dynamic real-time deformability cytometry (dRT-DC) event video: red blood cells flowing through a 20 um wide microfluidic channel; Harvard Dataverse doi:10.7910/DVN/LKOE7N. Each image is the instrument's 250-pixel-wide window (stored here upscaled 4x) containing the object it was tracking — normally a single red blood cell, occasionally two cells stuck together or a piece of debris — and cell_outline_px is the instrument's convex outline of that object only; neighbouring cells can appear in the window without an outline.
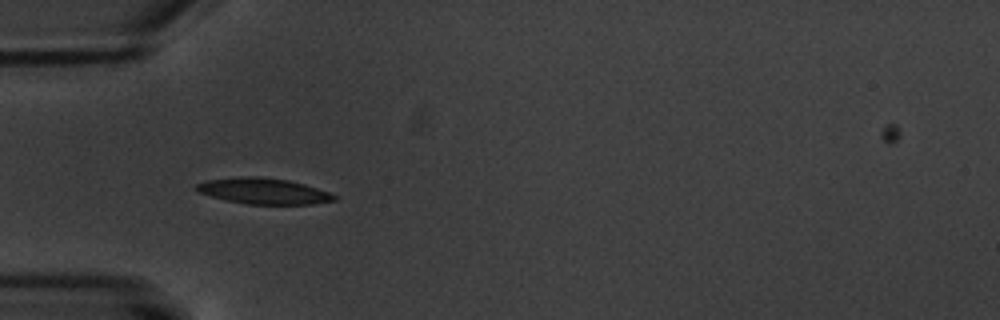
{"species": "common noctule bat (a hibernating species)", "species_latin": "Nyctalus noctula", "temperature_condition": "warm", "stored_images_in_passage": 6, "camera_frame_rate_fps": 3000, "um_per_image_px": 0.085, "animal": {"sex": "male", "body_mass_g": 20.1, "forearm_length_mm": 53.5}, "frame": {"image": 1, "passage_image": 5, "time_ms": 5.0, "image_size_px": [1000, 320], "cell_outline_px": [[336, 200], [312, 204], [248, 204], [228, 200], [196, 192], [192, 188], [196, 184], [208, 180], [240, 176], [260, 176], [288, 180], [304, 184], [328, 192], [336, 196]], "centroid_in_image_um": [22.35, 16.23], "position_along_channel_um": 62.6, "area_um2": 20.75}}